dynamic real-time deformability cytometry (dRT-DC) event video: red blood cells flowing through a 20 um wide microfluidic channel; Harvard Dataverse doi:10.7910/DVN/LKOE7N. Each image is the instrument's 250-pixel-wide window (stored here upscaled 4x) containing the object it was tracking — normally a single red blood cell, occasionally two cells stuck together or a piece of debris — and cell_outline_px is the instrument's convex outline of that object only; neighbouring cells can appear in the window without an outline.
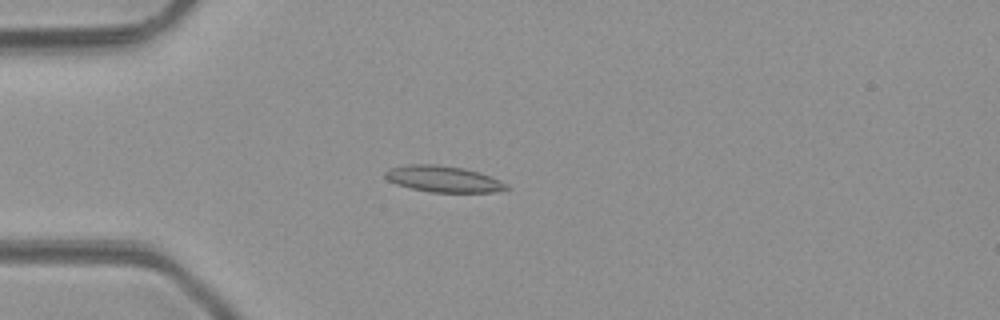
{"species": "common noctule bat (a hibernating species)", "species_latin": "Nyctalus noctula", "temperature_condition": "room temperature", "stored_images_in_passage": 2, "camera_frame_rate_fps": 3000, "um_per_image_px": 0.085, "animal": {"sex": "male", "body_mass_g": 23.1, "forearm_length_mm": 52.7}, "frame": {"image": 1, "passage_image": 1, "time_ms": 0.0, "image_size_px": [1000, 320], "cell_outline_px": [[508, 188], [492, 192], [432, 192], [412, 188], [396, 184], [388, 180], [384, 176], [384, 172], [388, 168], [408, 164], [436, 164], [464, 168], [480, 172], [500, 180], [508, 184]], "centroid_in_image_um": [37.66, 15.2], "position_along_channel_um": 47.3, "area_um2": 18.55}}